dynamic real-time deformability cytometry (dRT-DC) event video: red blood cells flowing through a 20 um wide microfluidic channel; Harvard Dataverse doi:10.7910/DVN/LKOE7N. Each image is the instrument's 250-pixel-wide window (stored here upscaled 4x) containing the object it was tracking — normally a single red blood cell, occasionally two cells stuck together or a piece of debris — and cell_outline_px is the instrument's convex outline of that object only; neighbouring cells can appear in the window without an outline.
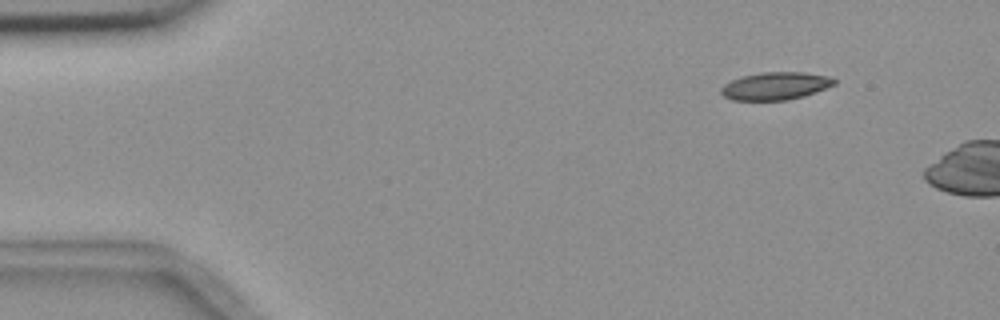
{"species": "common noctule bat (a hibernating species)", "species_latin": "Nyctalus noctula", "temperature_condition": "room temperature", "stored_images_in_passage": 3, "camera_frame_rate_fps": 3000, "um_per_image_px": 0.085, "animal": {"sex": "female", "body_mass_g": 18.4}, "frame": {"image": 1, "passage_image": 1, "time_ms": 0.0, "image_size_px": [1000, 320], "cell_outline_px": [[836, 84], [804, 96], [788, 100], [732, 100], [724, 96], [720, 92], [720, 88], [724, 84], [732, 80], [744, 76], [760, 72], [804, 72], [832, 76], [836, 80]], "centroid_in_image_um": [65.94, 7.3], "position_along_channel_um": 19.1, "area_um2": 18.32}}